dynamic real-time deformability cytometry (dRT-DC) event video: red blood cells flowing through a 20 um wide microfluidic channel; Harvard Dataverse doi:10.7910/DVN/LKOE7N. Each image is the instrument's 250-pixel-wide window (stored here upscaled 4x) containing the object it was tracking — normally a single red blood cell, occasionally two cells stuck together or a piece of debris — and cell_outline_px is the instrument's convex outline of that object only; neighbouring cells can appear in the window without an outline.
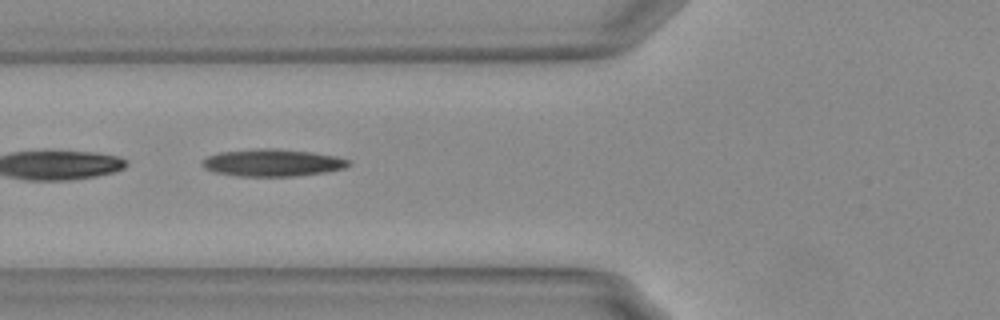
{"species": "Egyptian fruit bat (a non-hibernating species)", "species_latin": "Rousettus aegyptiacus", "temperature_condition": "warm", "stored_images_in_passage": 7, "camera_frame_rate_fps": 3000, "um_per_image_px": 0.085, "animal": {"sex": "female"}, "frame": {"image": 1, "passage_image": 5, "time_ms": 1.333, "image_size_px": [1000, 320], "cell_outline_px": [[348, 164], [344, 168], [328, 172], [296, 176], [236, 176], [216, 172], [204, 168], [200, 164], [200, 160], [208, 156], [220, 152], [256, 148], [272, 148], [312, 152], [336, 156], [348, 160]], "centroid_in_image_um": [23.11, 13.83], "position_along_channel_um": 102.7, "area_um2": 23.29}}